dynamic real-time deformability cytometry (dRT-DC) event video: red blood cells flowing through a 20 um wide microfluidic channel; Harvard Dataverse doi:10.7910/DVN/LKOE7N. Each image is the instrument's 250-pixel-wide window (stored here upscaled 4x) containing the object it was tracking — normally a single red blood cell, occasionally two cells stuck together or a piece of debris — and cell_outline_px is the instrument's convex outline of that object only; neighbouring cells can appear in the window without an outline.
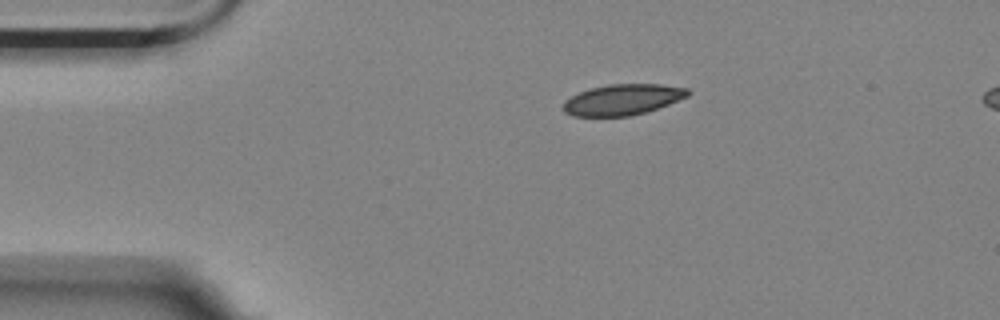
{"species": "Egyptian fruit bat (a non-hibernating species)", "species_latin": "Rousettus aegyptiacus", "temperature_condition": "room temperature", "stored_images_in_passage": 37, "camera_frame_rate_fps": 3000, "um_per_image_px": 0.085, "animal": {"sex": "female"}, "frame": {"image": 1, "passage_image": 1, "time_ms": 0.0, "image_size_px": [1000, 320], "cell_outline_px": [[692, 92], [688, 96], [668, 104], [632, 116], [572, 116], [564, 112], [560, 108], [564, 100], [580, 92], [592, 88], [608, 84], [660, 84], [688, 88]], "centroid_in_image_um": [52.89, 8.47], "position_along_channel_um": 32.1, "area_um2": 22.43}}
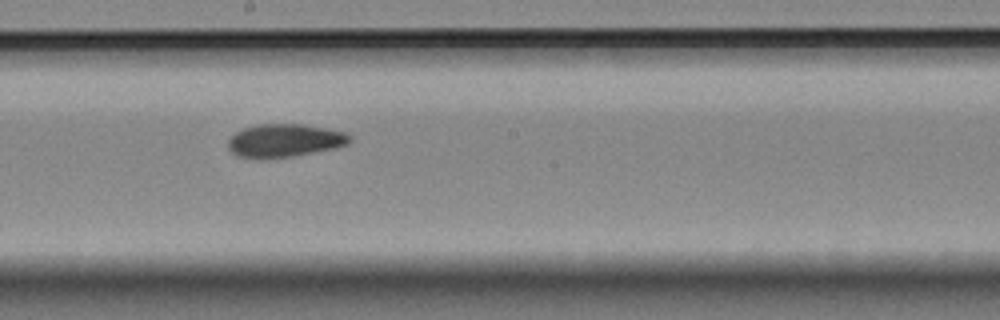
{"frame": {"image": 2, "passage_image": 21, "time_ms": 6.667, "image_size_px": [1000, 320], "cell_outline_px": [[352, 140], [348, 144], [336, 148], [292, 156], [264, 160], [260, 160], [236, 156], [228, 148], [228, 140], [236, 132], [244, 128], [260, 124], [304, 124], [328, 128], [348, 132], [352, 136]], "centroid_in_image_um": [24.22, 11.96], "position_along_channel_um": 224.0, "area_um2": 23.99}}
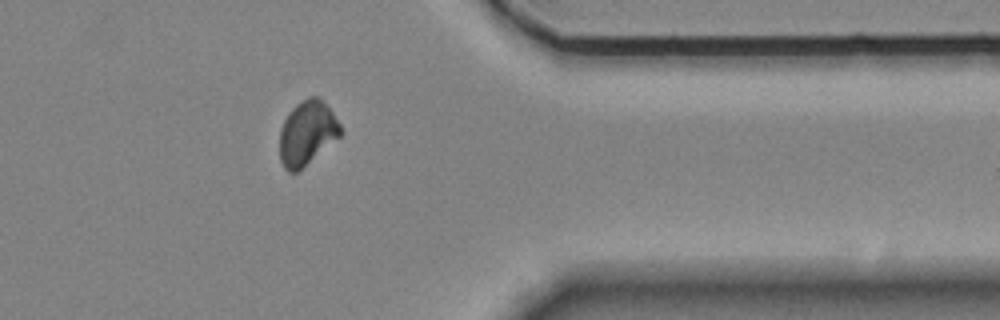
{"frame": {"image": 3, "passage_image": 36, "time_ms": 11.667, "image_size_px": [1000, 320], "cell_outline_px": [[344, 132], [340, 136], [296, 172], [288, 172], [284, 168], [280, 160], [280, 128], [288, 112], [296, 104], [308, 96], [320, 96], [332, 112], [340, 124]], "centroid_in_image_um": [26.1, 11.27], "position_along_channel_um": 385.3, "area_um2": 22.72}}